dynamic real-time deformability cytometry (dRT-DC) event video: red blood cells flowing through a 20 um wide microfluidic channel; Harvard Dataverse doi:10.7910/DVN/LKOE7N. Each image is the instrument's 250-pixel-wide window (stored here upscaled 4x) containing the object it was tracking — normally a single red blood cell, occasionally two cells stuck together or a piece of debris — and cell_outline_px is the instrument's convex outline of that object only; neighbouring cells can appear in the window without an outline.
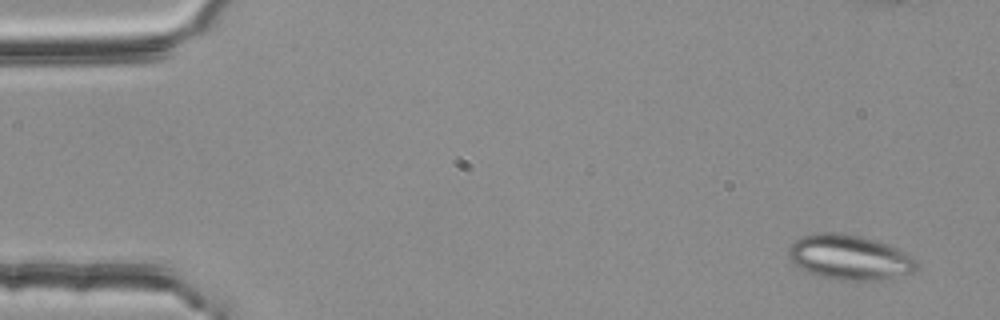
{"species": "common noctule bat (a hibernating species)", "species_latin": "Nyctalus noctula", "temperature_condition": "room temperature", "stored_images_in_passage": 5, "camera_frame_rate_fps": 3000, "um_per_image_px": 0.085, "animal": {"sex": "female", "body_mass_g": 25.1}, "frame": {"image": 1, "passage_image": 1, "time_ms": 0.0, "image_size_px": [1000, 320], "cell_outline_px": [[920, 268], [912, 272], [880, 280], [840, 280], [808, 272], [800, 268], [788, 256], [788, 248], [800, 236], [820, 232], [840, 232], [860, 236], [876, 240], [888, 244], [908, 252], [916, 260]], "centroid_in_image_um": [72.25, 21.85], "position_along_channel_um": 12.8, "area_um2": 33.58}}
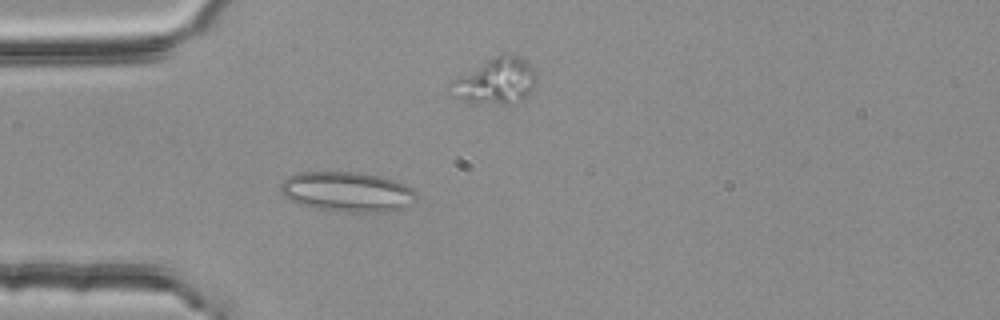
{"frame": {"image": 2, "passage_image": 3, "time_ms": 0.667, "image_size_px": [1000, 320], "cell_outline_px": [[416, 200], [404, 208], [392, 212], [332, 212], [308, 208], [292, 204], [280, 192], [280, 184], [288, 176], [296, 172], [356, 172], [380, 176], [396, 180], [412, 188], [416, 192]], "centroid_in_image_um": [29.46, 16.33], "position_along_channel_um": 55.5, "area_um2": 32.66}}